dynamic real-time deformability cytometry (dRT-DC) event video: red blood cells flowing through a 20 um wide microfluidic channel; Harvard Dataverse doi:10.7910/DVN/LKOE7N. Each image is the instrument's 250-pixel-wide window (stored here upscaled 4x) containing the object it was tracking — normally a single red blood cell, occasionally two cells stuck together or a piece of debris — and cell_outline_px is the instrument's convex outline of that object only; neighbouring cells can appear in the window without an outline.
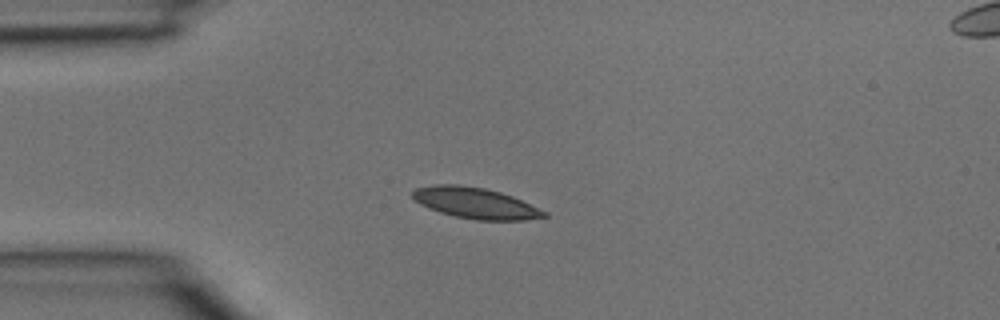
{"species": "common noctule bat (a hibernating species)", "species_latin": "Nyctalus noctula", "temperature_condition": "room temperature", "stored_images_in_passage": 3, "camera_frame_rate_fps": 3000, "um_per_image_px": 0.085, "animal": {"sex": "male", "body_mass_g": 15.6}, "frame": {"image": 1, "passage_image": 2, "time_ms": 0.333, "image_size_px": [1000, 320], "cell_outline_px": [[548, 216], [524, 220], [476, 220], [456, 216], [440, 212], [428, 208], [420, 204], [412, 196], [412, 192], [416, 188], [436, 184], [460, 184], [484, 188], [500, 192], [512, 196], [548, 212]], "centroid_in_image_um": [40.41, 17.25], "position_along_channel_um": 44.6, "area_um2": 23.64}}